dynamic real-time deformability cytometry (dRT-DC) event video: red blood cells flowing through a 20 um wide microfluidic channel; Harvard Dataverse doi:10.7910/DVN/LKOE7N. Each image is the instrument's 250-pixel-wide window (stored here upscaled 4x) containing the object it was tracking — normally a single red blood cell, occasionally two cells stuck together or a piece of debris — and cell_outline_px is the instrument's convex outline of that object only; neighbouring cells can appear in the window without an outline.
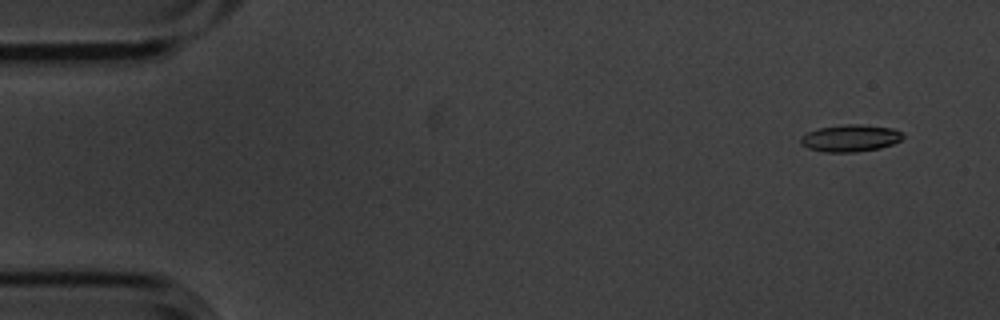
{"species": "common noctule bat (a hibernating species)", "species_latin": "Nyctalus noctula", "temperature_condition": "cold", "stored_images_in_passage": 5, "camera_frame_rate_fps": 3000, "um_per_image_px": 0.085, "animal": {"sex": "male", "body_mass_g": 20.1, "forearm_length_mm": 53.5}, "frame": {"image": 1, "passage_image": 1, "time_ms": 0.0, "image_size_px": [1000, 320], "cell_outline_px": [[904, 136], [900, 140], [892, 144], [880, 148], [856, 152], [824, 152], [808, 148], [800, 144], [800, 136], [808, 132], [820, 128], [844, 124], [860, 124], [892, 128], [900, 132]], "centroid_in_image_um": [72.25, 11.74], "position_along_channel_um": 12.8, "area_um2": 16.07}}
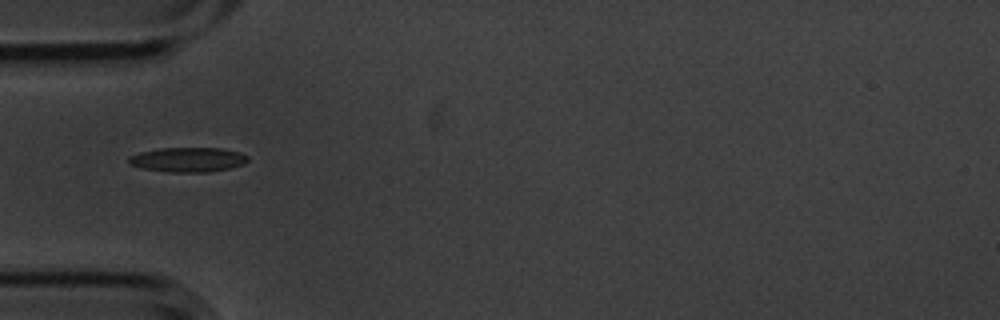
{"frame": {"image": 2, "passage_image": 5, "time_ms": 1.333, "image_size_px": [1000, 320], "cell_outline_px": [[248, 160], [244, 164], [232, 168], [208, 172], [168, 172], [144, 168], [128, 164], [128, 156], [140, 152], [160, 148], [220, 148], [240, 152], [248, 156]], "centroid_in_image_um": [15.99, 13.57], "position_along_channel_um": 69.0, "area_um2": 17.17}}